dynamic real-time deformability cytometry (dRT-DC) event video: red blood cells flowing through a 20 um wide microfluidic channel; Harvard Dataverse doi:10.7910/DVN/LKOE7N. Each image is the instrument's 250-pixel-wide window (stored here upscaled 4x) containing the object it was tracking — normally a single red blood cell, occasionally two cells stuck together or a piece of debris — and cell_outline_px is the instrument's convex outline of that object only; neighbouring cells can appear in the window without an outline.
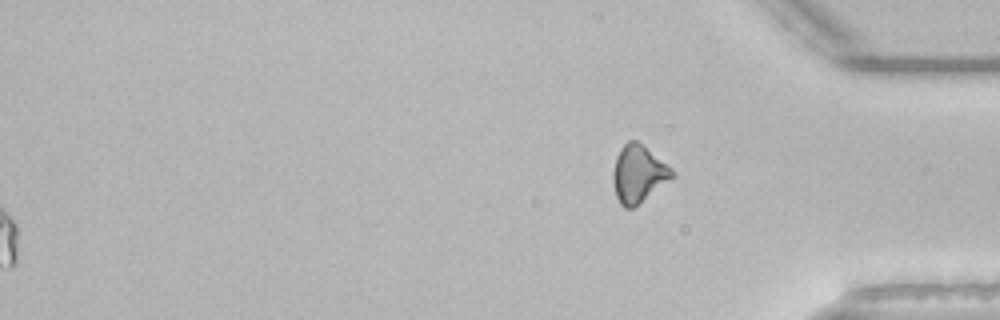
{"species": "common noctule bat (a hibernating species)", "species_latin": "Nyctalus noctula", "temperature_condition": "room temperature", "stored_images_in_passage": 54, "segment_of_instrument_passage": [2, 2], "camera_frame_rate_fps": 3000, "um_per_image_px": 0.085, "animal": {"sex": "male", "body_mass_g": 21.5, "forearm_length_mm": 52.0}, "frame": {"image": 1, "passage_image": 54, "time_ms": 17.667, "image_size_px": [1000, 320], "cell_outline_px": [[676, 176], [632, 208], [624, 208], [620, 204], [616, 196], [612, 180], [612, 172], [616, 156], [620, 148], [628, 140], [636, 140], [672, 168]], "centroid_in_image_um": [54.25, 14.78], "position_along_channel_um": 381.0, "area_um2": 19.65}}